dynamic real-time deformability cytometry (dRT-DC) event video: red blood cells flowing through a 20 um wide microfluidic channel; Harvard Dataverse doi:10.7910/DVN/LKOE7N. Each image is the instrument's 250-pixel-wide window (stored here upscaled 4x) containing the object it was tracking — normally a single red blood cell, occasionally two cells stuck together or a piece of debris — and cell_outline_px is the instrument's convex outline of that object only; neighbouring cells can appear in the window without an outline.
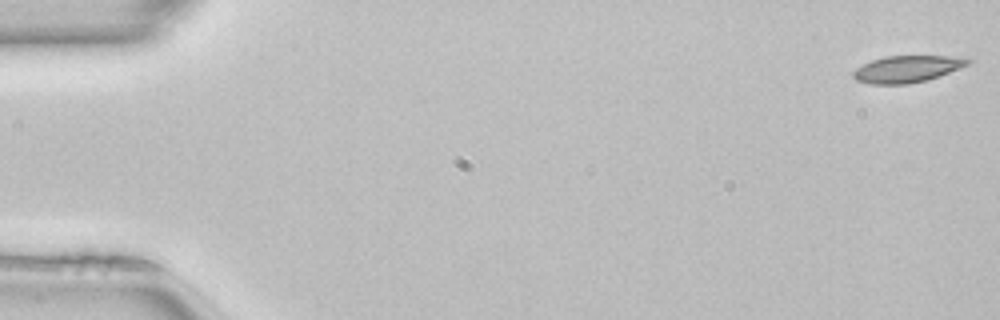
{"species": "common noctule bat (a hibernating species)", "species_latin": "Nyctalus noctula", "temperature_condition": "room temperature", "stored_images_in_passage": 46, "camera_frame_rate_fps": 3000, "um_per_image_px": 0.085, "animal": {"sex": "female", "body_mass_g": 22.7, "forearm_length_mm": 54.2}, "frame": {"image": 1, "passage_image": 1, "time_ms": 0.0, "image_size_px": [1000, 320], "cell_outline_px": [[972, 60], [968, 64], [960, 68], [940, 76], [928, 80], [908, 84], [872, 84], [856, 80], [852, 76], [852, 72], [856, 68], [872, 60], [884, 56], [972, 56]], "centroid_in_image_um": [77.16, 5.85], "position_along_channel_um": 7.8, "area_um2": 18.15}}
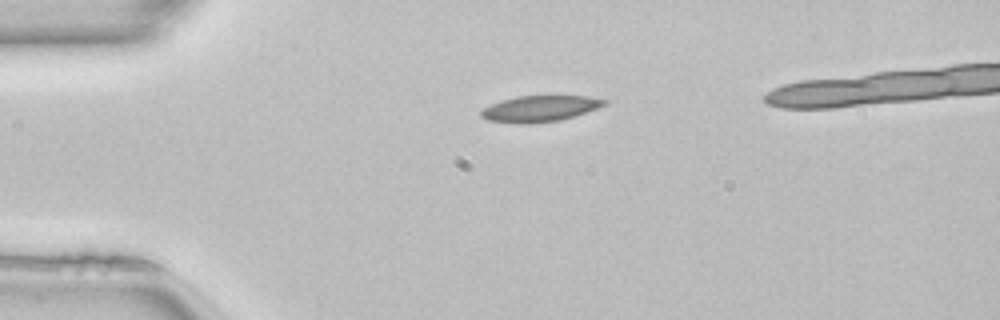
{"frame": {"image": 2, "passage_image": 12, "time_ms": 3.667, "image_size_px": [1000, 320], "cell_outline_px": [[608, 104], [560, 120], [528, 124], [516, 124], [488, 120], [480, 116], [480, 108], [500, 100], [516, 96], [588, 96], [608, 100]], "centroid_in_image_um": [45.81, 9.23], "position_along_channel_um": 39.2, "area_um2": 18.84}}